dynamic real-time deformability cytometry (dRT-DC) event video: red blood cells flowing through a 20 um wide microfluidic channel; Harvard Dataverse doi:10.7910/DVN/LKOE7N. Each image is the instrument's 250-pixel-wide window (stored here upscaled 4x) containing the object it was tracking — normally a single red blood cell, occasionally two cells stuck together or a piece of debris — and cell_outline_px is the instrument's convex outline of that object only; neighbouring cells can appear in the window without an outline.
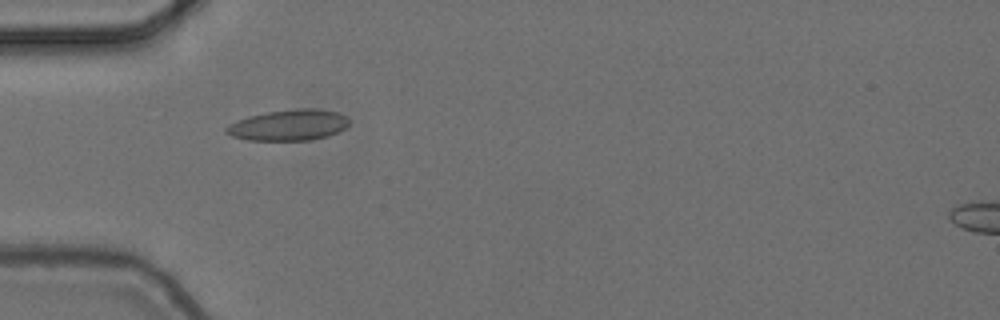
{"species": "common noctule bat (a hibernating species)", "species_latin": "Nyctalus noctula", "temperature_condition": "cold", "stored_images_in_passage": 10, "camera_frame_rate_fps": 3000, "um_per_image_px": 0.085, "animal": {"sex": "female", "body_mass_g": 24.6, "forearm_length_mm": 56.2}, "frame": {"image": 1, "passage_image": 6, "time_ms": 1.667, "image_size_px": [1000, 320], "cell_outline_px": [[348, 124], [344, 128], [328, 136], [312, 140], [248, 140], [232, 136], [224, 132], [224, 128], [228, 124], [248, 116], [268, 112], [300, 108], [316, 108], [336, 112], [344, 116], [348, 120]], "centroid_in_image_um": [24.49, 10.64], "position_along_channel_um": 60.5, "area_um2": 22.02}}
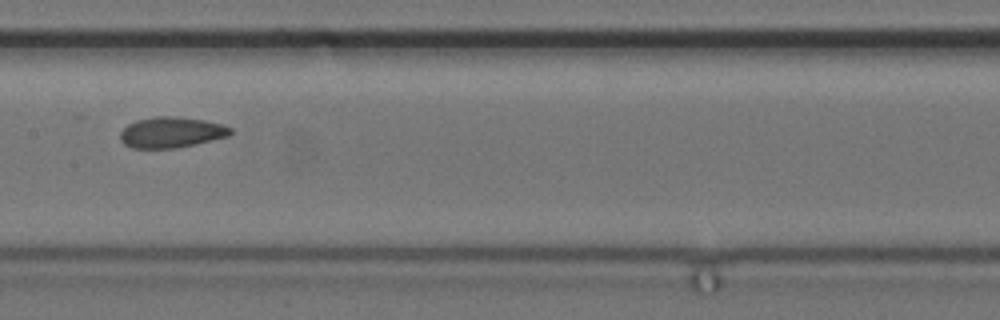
{"frame": {"image": 2, "passage_image": 9, "time_ms": 2.667, "image_size_px": [1000, 320], "cell_outline_px": [[232, 132], [228, 136], [176, 148], [132, 148], [124, 144], [120, 140], [120, 132], [128, 124], [136, 120], [156, 116], [172, 116], [204, 120], [220, 124], [232, 128]], "centroid_in_image_um": [14.52, 11.25], "position_along_channel_um": 192.9, "area_um2": 19.59}}
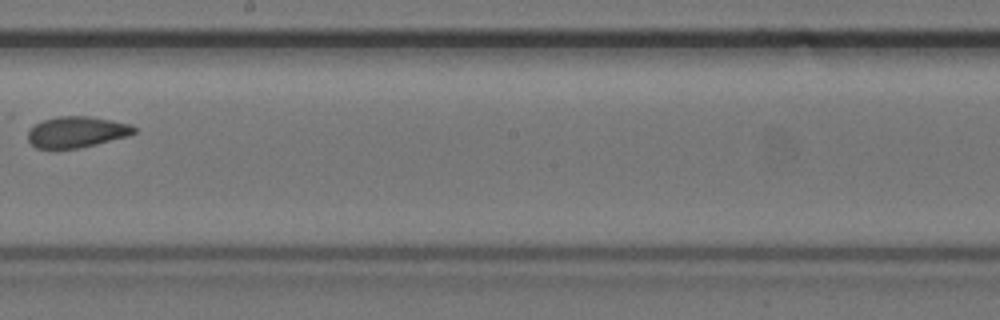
{"frame": {"image": 3, "passage_image": 10, "time_ms": 3.0, "image_size_px": [1000, 320], "cell_outline_px": [[136, 132], [128, 136], [80, 148], [36, 148], [28, 140], [28, 132], [36, 124], [44, 120], [60, 116], [88, 116], [112, 120], [132, 124], [136, 128]], "centroid_in_image_um": [6.56, 11.21], "position_along_channel_um": 241.6, "area_um2": 19.07}}